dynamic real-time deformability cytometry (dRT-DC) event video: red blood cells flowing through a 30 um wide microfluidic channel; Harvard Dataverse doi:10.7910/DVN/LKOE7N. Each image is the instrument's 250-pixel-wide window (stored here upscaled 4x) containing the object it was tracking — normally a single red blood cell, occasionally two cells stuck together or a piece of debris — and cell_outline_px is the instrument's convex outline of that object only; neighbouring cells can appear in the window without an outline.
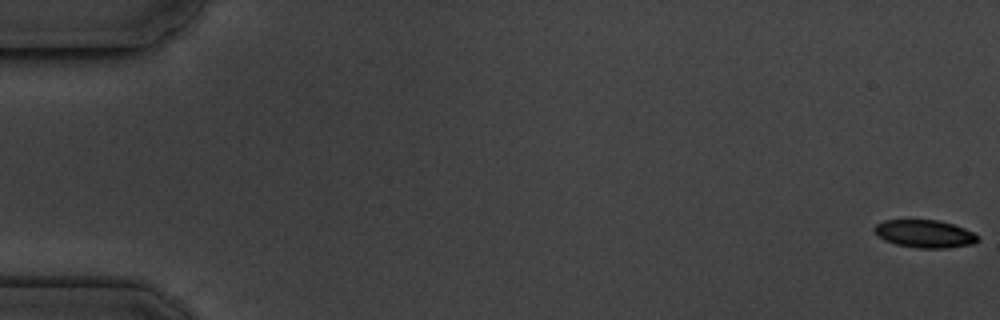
{"species": "common noctule bat (a hibernating species)", "species_latin": "Nyctalus noctula", "temperature_condition": "cold", "stored_images_in_passage": 17, "camera_frame_rate_fps": 3000, "um_per_image_px": 0.085, "animal": {"sex": "male", "body_mass_g": 19.5, "forearm_length_mm": 54.6}, "frame": {"image": 1, "passage_image": 1, "time_ms": 0.0, "image_size_px": [1000, 320], "cell_outline_px": [[980, 240], [972, 244], [948, 248], [916, 248], [896, 244], [884, 240], [872, 228], [876, 224], [884, 220], [940, 220], [964, 228], [980, 236]], "centroid_in_image_um": [78.62, 19.87], "position_along_channel_um": 6.4, "area_um2": 16.76}}
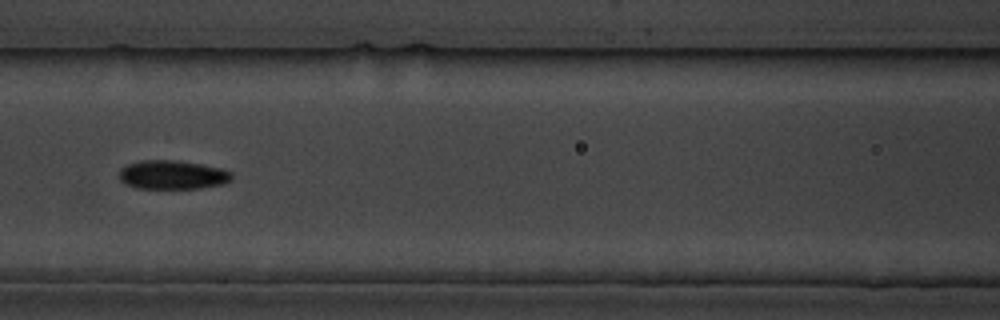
{"frame": {"image": 2, "passage_image": 8, "time_ms": 8.333, "image_size_px": [1000, 320], "cell_outline_px": [[232, 180], [224, 184], [200, 188], [136, 188], [124, 184], [120, 180], [120, 168], [128, 164], [140, 160], [172, 160], [200, 164], [220, 168], [232, 172]], "centroid_in_image_um": [14.65, 14.86], "position_along_channel_um": 151.9, "area_um2": 18.96}}
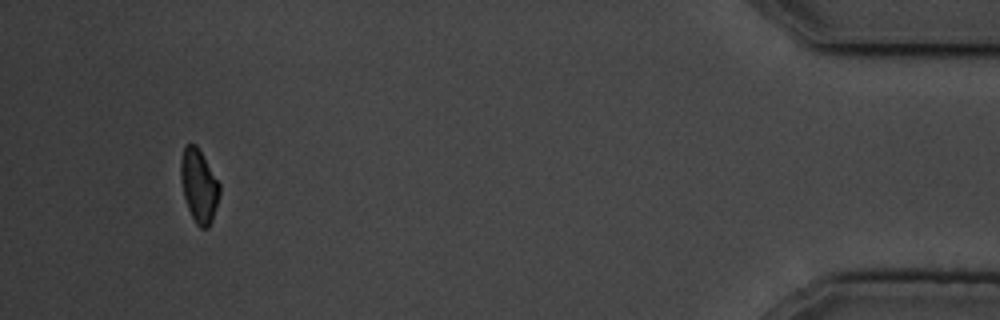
{"frame": {"image": 3, "passage_image": 16, "time_ms": 17.667, "image_size_px": [1000, 320], "cell_outline_px": [[220, 192], [212, 220], [208, 228], [200, 228], [196, 224], [188, 208], [184, 196], [180, 176], [180, 160], [184, 144], [196, 144], [220, 184]], "centroid_in_image_um": [16.89, 15.77], "position_along_channel_um": 418.3, "area_um2": 16.47}, "authors_computed_cell_mechanics": {"area_um2": 17.8024, "velocity_mm_per_s": 3.5908, "shape_relaxation_time_tau1_ms": 3.1301, "shape_relaxation_time_tau2_ms": null, "deformation_change_tau1": 0.1122, "deformation_change_tau2": null}}